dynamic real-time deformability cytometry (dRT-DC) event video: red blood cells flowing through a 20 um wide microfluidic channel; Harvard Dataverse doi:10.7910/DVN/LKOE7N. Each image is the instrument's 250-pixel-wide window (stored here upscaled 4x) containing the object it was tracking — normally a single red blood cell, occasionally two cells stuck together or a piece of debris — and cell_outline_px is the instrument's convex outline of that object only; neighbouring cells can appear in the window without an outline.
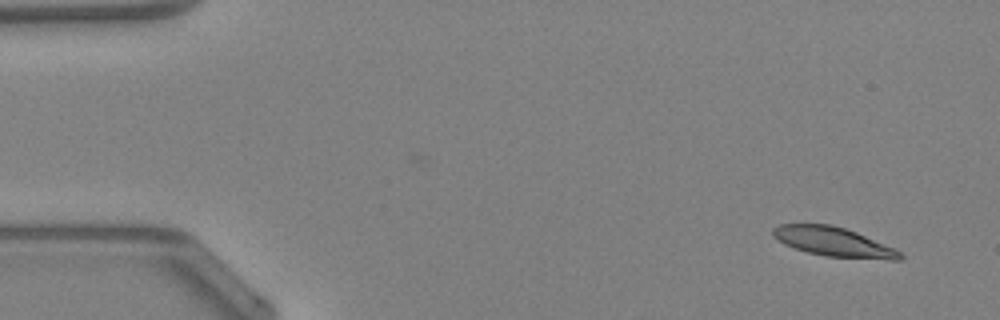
{"species": "Egyptian fruit bat (a non-hibernating species)", "species_latin": "Rousettus aegyptiacus", "temperature_condition": "warm", "stored_images_in_passage": 45, "camera_frame_rate_fps": 3000, "um_per_image_px": 0.085, "animal": {"sex": "female"}, "frame": {"image": 1, "passage_image": 1, "time_ms": 0.0, "image_size_px": [1000, 320], "cell_outline_px": [[904, 256], [900, 260], [888, 260], [824, 256], [808, 252], [784, 244], [772, 236], [772, 228], [780, 224], [832, 224], [856, 232], [892, 248], [900, 252]], "centroid_in_image_um": [70.82, 20.56], "position_along_channel_um": 14.2, "area_um2": 21.5}}
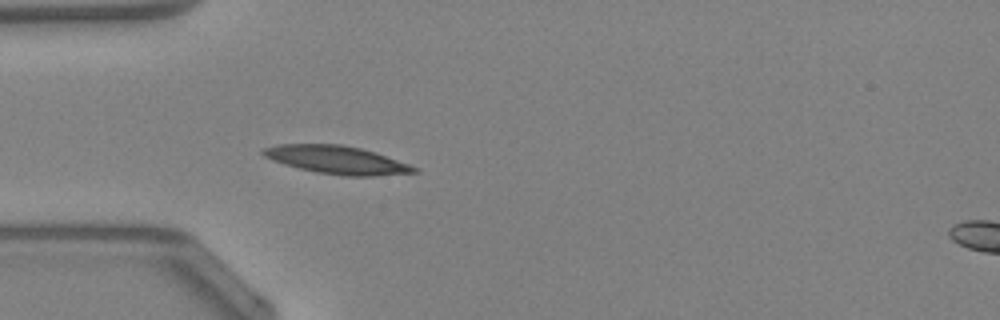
{"frame": {"image": 2, "passage_image": 12, "time_ms": 3.667, "image_size_px": [1000, 320], "cell_outline_px": [[420, 172], [376, 176], [344, 176], [316, 172], [284, 164], [272, 160], [264, 156], [260, 152], [264, 148], [276, 144], [340, 144], [360, 148], [376, 152], [408, 164], [416, 168]], "centroid_in_image_um": [28.62, 13.59], "position_along_channel_um": 56.4, "area_um2": 24.62}}
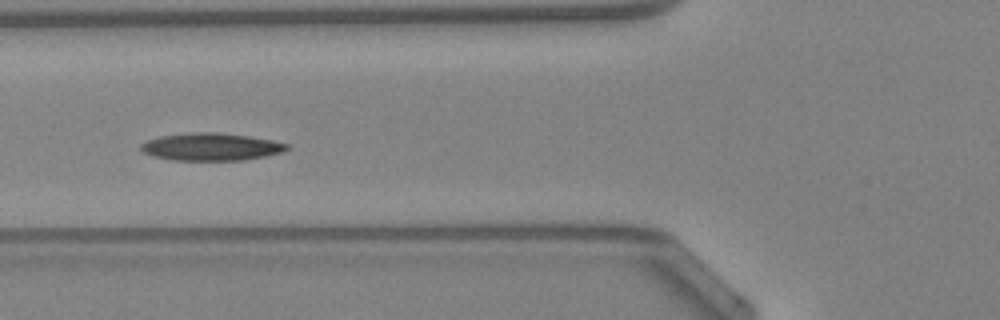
{"frame": {"image": 3, "passage_image": 16, "time_ms": 5.0, "image_size_px": [1000, 320], "cell_outline_px": [[288, 148], [284, 152], [244, 160], [172, 160], [156, 156], [144, 152], [140, 148], [140, 144], [148, 140], [160, 136], [196, 132], [216, 132], [248, 136], [272, 140], [288, 144]], "centroid_in_image_um": [17.96, 12.48], "position_along_channel_um": 107.8, "area_um2": 23.18}, "authors_computed_cell_mechanics": {"area_um2": 22.4842, "velocity_mm_per_s": 4.2694, "shape_relaxation_time_tau1_ms": 7.8129, "shape_relaxation_time_tau2_ms": null, "deformation_change_tau1": 0.1734, "deformation_change_tau2": null}}